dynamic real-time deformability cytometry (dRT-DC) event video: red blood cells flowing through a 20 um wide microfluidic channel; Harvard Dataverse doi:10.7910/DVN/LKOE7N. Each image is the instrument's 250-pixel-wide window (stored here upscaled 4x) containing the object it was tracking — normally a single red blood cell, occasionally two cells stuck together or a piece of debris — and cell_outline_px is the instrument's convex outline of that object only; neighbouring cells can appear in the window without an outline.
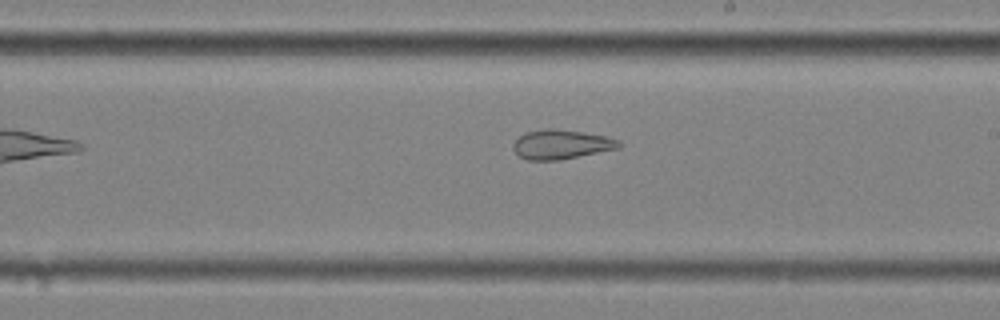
{"species": "common noctule bat (a hibernating species)", "species_latin": "Nyctalus noctula", "temperature_condition": "cold", "stored_images_in_passage": 40, "camera_frame_rate_fps": 3000, "um_per_image_px": 0.085, "animal": {"sex": "female", "body_mass_g": 25.1}, "frame": {"image": 1, "passage_image": 18, "time_ms": 5.667, "image_size_px": [1000, 320], "cell_outline_px": [[624, 144], [620, 148], [560, 160], [528, 160], [520, 156], [512, 148], [512, 144], [524, 132], [544, 128], [556, 128], [604, 136], [620, 140]], "centroid_in_image_um": [47.71, 12.27], "position_along_channel_um": 241.3, "area_um2": 18.21}}